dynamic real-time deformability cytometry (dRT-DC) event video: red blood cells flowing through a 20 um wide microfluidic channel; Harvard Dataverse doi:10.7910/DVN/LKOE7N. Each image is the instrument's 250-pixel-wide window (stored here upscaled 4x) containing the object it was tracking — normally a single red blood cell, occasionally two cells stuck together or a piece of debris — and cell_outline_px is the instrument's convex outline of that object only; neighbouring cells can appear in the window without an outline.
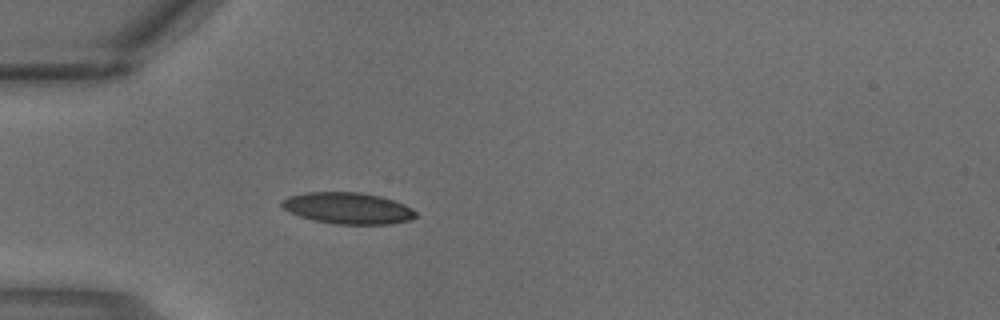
{"species": "common noctule bat (a hibernating species)", "species_latin": "Nyctalus noctula", "temperature_condition": "warm", "stored_images_in_passage": 3, "camera_frame_rate_fps": 3000, "um_per_image_px": 0.085, "animal": {"sex": "male", "body_mass_g": 18.8}, "frame": {"image": 1, "passage_image": 3, "time_ms": 0.667, "image_size_px": [1000, 320], "cell_outline_px": [[416, 216], [412, 220], [392, 224], [332, 224], [300, 216], [284, 208], [280, 204], [280, 200], [288, 196], [304, 192], [360, 192], [380, 196], [404, 204], [412, 208], [416, 212]], "centroid_in_image_um": [29.58, 17.69], "position_along_channel_um": 55.4, "area_um2": 24.57}}